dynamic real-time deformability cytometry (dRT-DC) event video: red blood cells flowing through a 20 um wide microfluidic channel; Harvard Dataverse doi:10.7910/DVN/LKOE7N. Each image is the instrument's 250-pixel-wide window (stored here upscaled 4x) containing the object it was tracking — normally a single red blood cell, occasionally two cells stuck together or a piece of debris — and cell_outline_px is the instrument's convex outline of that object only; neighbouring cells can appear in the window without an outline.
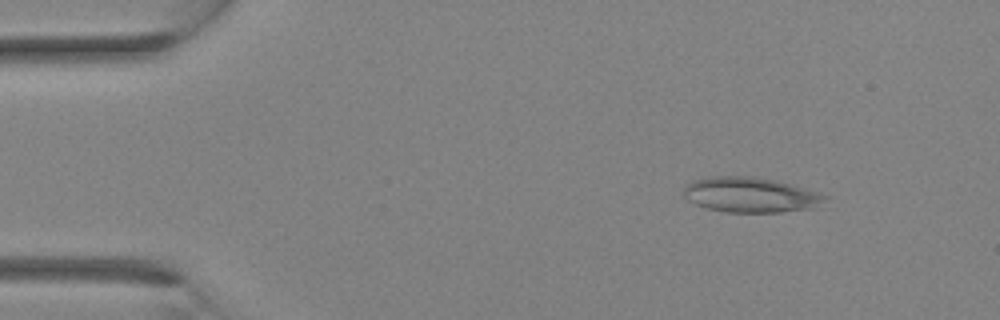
{"species": "Egyptian fruit bat (a non-hibernating species)", "species_latin": "Rousettus aegyptiacus", "temperature_condition": "room temperature", "stored_images_in_passage": 20, "camera_frame_rate_fps": 3000, "um_per_image_px": 0.085, "animal": {"sex": "female"}, "frame": {"image": 1, "passage_image": 1, "time_ms": 0.0, "image_size_px": [1000, 320], "cell_outline_px": [[828, 196], [824, 200], [812, 208], [780, 212], [724, 212], [708, 208], [696, 204], [688, 200], [684, 196], [684, 188], [692, 180], [716, 176], [752, 176], [776, 180], [820, 192]], "centroid_in_image_um": [63.79, 16.55], "position_along_channel_um": 21.2, "area_um2": 28.78}}
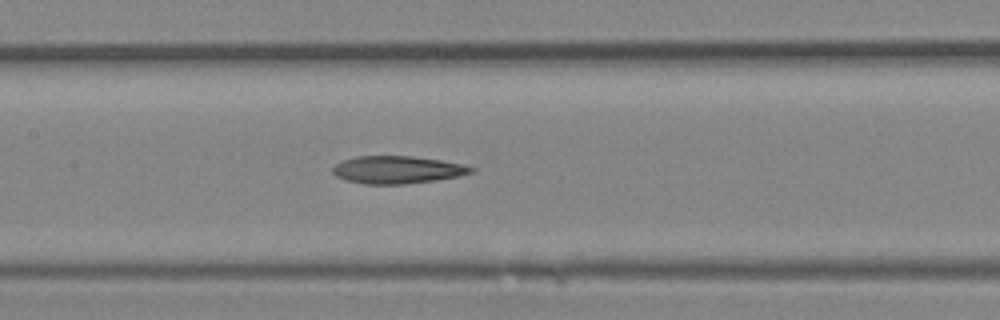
{"frame": {"image": 2, "passage_image": 12, "time_ms": 3.667, "image_size_px": [1000, 320], "cell_outline_px": [[476, 168], [472, 172], [460, 176], [436, 180], [404, 184], [364, 184], [344, 180], [336, 176], [332, 172], [332, 168], [336, 164], [344, 160], [356, 156], [412, 156], [440, 160], [464, 164]], "centroid_in_image_um": [33.77, 14.43], "position_along_channel_um": 173.6, "area_um2": 22.31}}
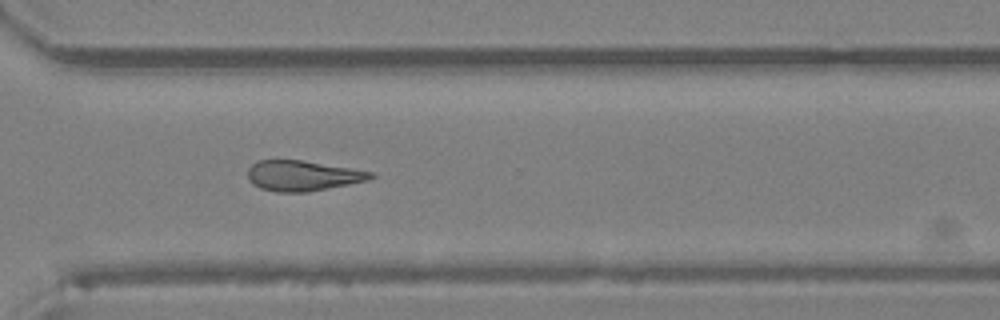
{"frame": {"image": 3, "passage_image": 20, "time_ms": 6.333, "image_size_px": [1000, 320], "cell_outline_px": [[376, 176], [368, 180], [308, 192], [276, 192], [260, 188], [252, 184], [248, 180], [248, 168], [252, 164], [260, 160], [304, 160], [376, 172]], "centroid_in_image_um": [25.74, 14.93], "position_along_channel_um": 344.9, "area_um2": 21.91}}